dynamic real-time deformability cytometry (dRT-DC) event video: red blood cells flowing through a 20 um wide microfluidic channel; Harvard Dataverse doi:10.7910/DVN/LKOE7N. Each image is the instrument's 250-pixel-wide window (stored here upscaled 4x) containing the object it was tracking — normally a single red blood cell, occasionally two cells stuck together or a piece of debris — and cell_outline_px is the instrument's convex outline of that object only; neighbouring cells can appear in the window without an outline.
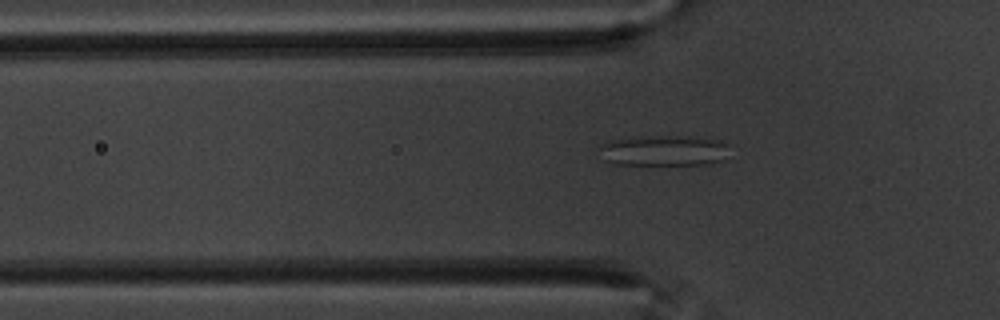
{"species": "common noctule bat (a hibernating species)", "species_latin": "Nyctalus noctula", "temperature_condition": "warm", "stored_images_in_passage": 47, "camera_frame_rate_fps": 3000, "um_per_image_px": 0.085, "animal": {"sex": "male", "body_mass_g": 20.1, "forearm_length_mm": 53.5}, "frame": {"image": 1, "passage_image": 8, "time_ms": 2.333, "image_size_px": [1000, 320], "cell_outline_px": [[728, 144], [724, 160], [712, 164], [612, 164], [604, 160], [600, 148], [608, 140], [640, 136], [688, 136], [720, 140]], "centroid_in_image_um": [56.44, 12.79], "position_along_channel_um": 69.4, "area_um2": 23.24}}
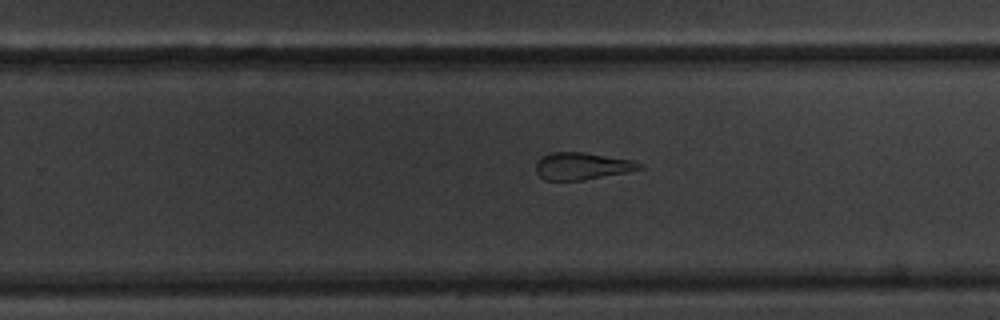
{"frame": {"image": 2, "passage_image": 26, "time_ms": 8.333, "image_size_px": [1000, 320], "cell_outline_px": [[644, 168], [628, 172], [584, 180], [544, 180], [536, 172], [536, 164], [540, 156], [552, 152], [584, 152], [632, 160], [644, 164]], "centroid_in_image_um": [49.48, 14.11], "position_along_channel_um": 280.3, "area_um2": 16.53}}
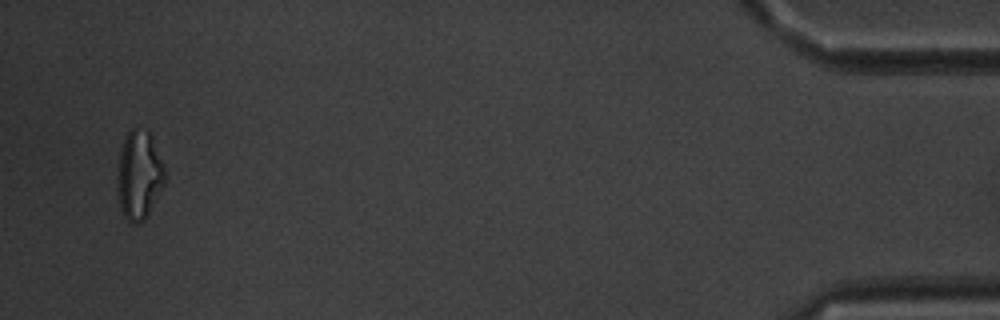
{"frame": {"image": 3, "passage_image": 45, "time_ms": 14.667, "image_size_px": [1000, 320], "cell_outline_px": [[164, 184], [148, 216], [144, 220], [136, 224], [132, 224], [120, 212], [120, 152], [124, 136], [132, 128], [136, 128], [152, 132], [164, 164]], "centroid_in_image_um": [11.88, 14.86], "position_along_channel_um": 423.3, "area_um2": 24.28}, "authors_computed_cell_mechanics": {"area_um2": 20.1722, "velocity_mm_per_s": 3.5103, "shape_relaxation_time_tau1_ms": null, "shape_relaxation_time_tau2_ms": 3.095, "deformation_change_tau1": null, "deformation_change_tau2": 0.1333}}